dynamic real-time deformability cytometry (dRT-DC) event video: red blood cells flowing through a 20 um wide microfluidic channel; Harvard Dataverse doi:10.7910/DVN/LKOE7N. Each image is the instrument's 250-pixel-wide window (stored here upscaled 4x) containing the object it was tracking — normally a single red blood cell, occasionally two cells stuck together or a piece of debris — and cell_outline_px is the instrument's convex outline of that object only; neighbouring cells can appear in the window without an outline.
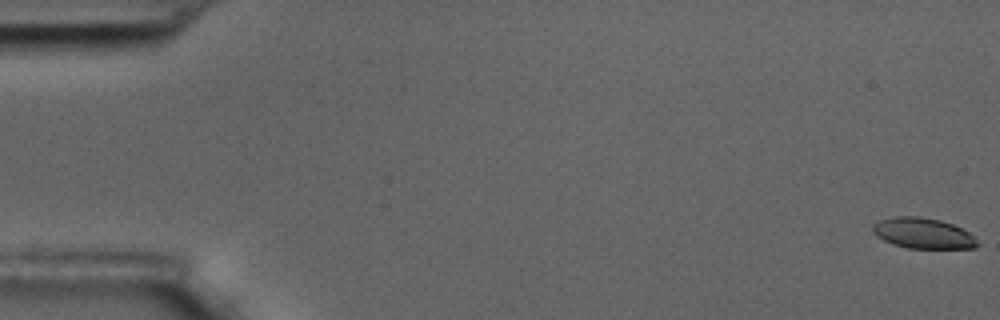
{"species": "common noctule bat (a hibernating species)", "species_latin": "Nyctalus noctula", "temperature_condition": "room temperature", "stored_images_in_passage": 60, "camera_frame_rate_fps": 3000, "um_per_image_px": 0.085, "animal": {"sex": "male", "body_mass_g": 17.5, "forearm_length_mm": 52.3}, "frame": {"image": 1, "passage_image": 1, "time_ms": 0.0, "image_size_px": [1000, 320], "cell_outline_px": [[980, 244], [976, 248], [908, 248], [892, 244], [876, 236], [872, 232], [872, 224], [880, 220], [892, 216], [920, 216], [940, 220], [952, 224], [968, 232]], "centroid_in_image_um": [78.42, 19.82], "position_along_channel_um": 6.6, "area_um2": 18.73}}
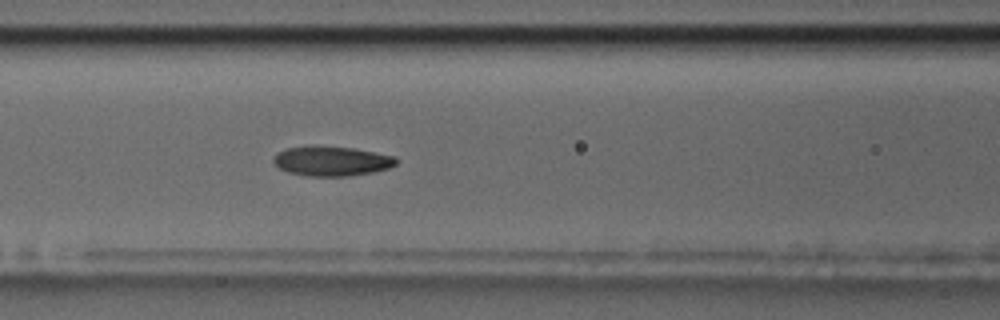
{"frame": {"image": 2, "passage_image": 26, "time_ms": 8.333, "image_size_px": [1000, 320], "cell_outline_px": [[396, 164], [388, 168], [372, 172], [344, 176], [308, 176], [288, 172], [280, 168], [272, 160], [276, 152], [288, 148], [308, 144], [312, 144], [352, 148], [396, 156]], "centroid_in_image_um": [28.14, 13.66], "position_along_channel_um": 138.5, "area_um2": 21.39}}
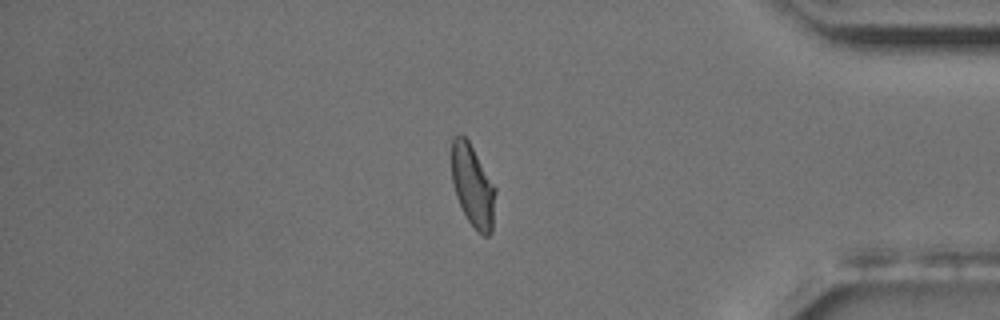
{"frame": {"image": 3, "passage_image": 51, "time_ms": 16.667, "image_size_px": [1000, 320], "cell_outline_px": [[496, 192], [492, 232], [488, 236], [484, 236], [468, 220], [456, 196], [452, 180], [452, 140], [460, 132], [468, 140], [496, 188]], "centroid_in_image_um": [40.19, 15.79], "position_along_channel_um": 395.0, "area_um2": 20.63}, "authors_computed_cell_mechanics": {"area_um2": 20.8369, "velocity_mm_per_s": 3.4231, "shape_relaxation_time_tau1_ms": 5.7789, "shape_relaxation_time_tau2_ms": 1.8454, "deformation_change_tau1": 0.1561, "deformation_change_tau2": 0.0728}}